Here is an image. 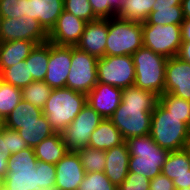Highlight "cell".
Here are the masks:
<instances>
[{"label": "cell", "instance_id": "1", "mask_svg": "<svg viewBox=\"0 0 190 190\" xmlns=\"http://www.w3.org/2000/svg\"><path fill=\"white\" fill-rule=\"evenodd\" d=\"M157 102L155 93L134 85L127 87L122 89V101L109 119L124 140L149 135L152 112Z\"/></svg>", "mask_w": 190, "mask_h": 190}, {"label": "cell", "instance_id": "2", "mask_svg": "<svg viewBox=\"0 0 190 190\" xmlns=\"http://www.w3.org/2000/svg\"><path fill=\"white\" fill-rule=\"evenodd\" d=\"M149 135L158 146L169 152L184 149L190 144V128L159 102L152 112Z\"/></svg>", "mask_w": 190, "mask_h": 190}, {"label": "cell", "instance_id": "3", "mask_svg": "<svg viewBox=\"0 0 190 190\" xmlns=\"http://www.w3.org/2000/svg\"><path fill=\"white\" fill-rule=\"evenodd\" d=\"M86 104V94L67 87L54 88L42 110L51 128L62 133Z\"/></svg>", "mask_w": 190, "mask_h": 190}, {"label": "cell", "instance_id": "4", "mask_svg": "<svg viewBox=\"0 0 190 190\" xmlns=\"http://www.w3.org/2000/svg\"><path fill=\"white\" fill-rule=\"evenodd\" d=\"M130 158L129 172L152 180L161 173L169 151L158 146L150 135L131 137L125 140Z\"/></svg>", "mask_w": 190, "mask_h": 190}, {"label": "cell", "instance_id": "5", "mask_svg": "<svg viewBox=\"0 0 190 190\" xmlns=\"http://www.w3.org/2000/svg\"><path fill=\"white\" fill-rule=\"evenodd\" d=\"M135 65L134 86L155 93L158 97L165 93L167 57L154 53L146 47L132 54Z\"/></svg>", "mask_w": 190, "mask_h": 190}, {"label": "cell", "instance_id": "6", "mask_svg": "<svg viewBox=\"0 0 190 190\" xmlns=\"http://www.w3.org/2000/svg\"><path fill=\"white\" fill-rule=\"evenodd\" d=\"M143 47L142 23L113 17L108 19L106 56L132 55Z\"/></svg>", "mask_w": 190, "mask_h": 190}, {"label": "cell", "instance_id": "7", "mask_svg": "<svg viewBox=\"0 0 190 190\" xmlns=\"http://www.w3.org/2000/svg\"><path fill=\"white\" fill-rule=\"evenodd\" d=\"M37 163L32 147L9 155L3 190H40Z\"/></svg>", "mask_w": 190, "mask_h": 190}, {"label": "cell", "instance_id": "8", "mask_svg": "<svg viewBox=\"0 0 190 190\" xmlns=\"http://www.w3.org/2000/svg\"><path fill=\"white\" fill-rule=\"evenodd\" d=\"M143 46L167 58L178 55L182 44L181 25H151L142 22Z\"/></svg>", "mask_w": 190, "mask_h": 190}, {"label": "cell", "instance_id": "9", "mask_svg": "<svg viewBox=\"0 0 190 190\" xmlns=\"http://www.w3.org/2000/svg\"><path fill=\"white\" fill-rule=\"evenodd\" d=\"M98 83L126 89L135 81V65L132 55L104 56L97 62Z\"/></svg>", "mask_w": 190, "mask_h": 190}, {"label": "cell", "instance_id": "10", "mask_svg": "<svg viewBox=\"0 0 190 190\" xmlns=\"http://www.w3.org/2000/svg\"><path fill=\"white\" fill-rule=\"evenodd\" d=\"M97 62L96 57L72 46V62L66 87L87 95L98 83Z\"/></svg>", "mask_w": 190, "mask_h": 190}, {"label": "cell", "instance_id": "11", "mask_svg": "<svg viewBox=\"0 0 190 190\" xmlns=\"http://www.w3.org/2000/svg\"><path fill=\"white\" fill-rule=\"evenodd\" d=\"M103 118L88 104L61 133L68 151L80 150L88 146L90 136Z\"/></svg>", "mask_w": 190, "mask_h": 190}, {"label": "cell", "instance_id": "12", "mask_svg": "<svg viewBox=\"0 0 190 190\" xmlns=\"http://www.w3.org/2000/svg\"><path fill=\"white\" fill-rule=\"evenodd\" d=\"M27 40L37 45L48 42V33L39 21L22 16L20 18H5L1 20V42Z\"/></svg>", "mask_w": 190, "mask_h": 190}, {"label": "cell", "instance_id": "13", "mask_svg": "<svg viewBox=\"0 0 190 190\" xmlns=\"http://www.w3.org/2000/svg\"><path fill=\"white\" fill-rule=\"evenodd\" d=\"M72 62V46H58L49 42V60L44 82L54 88L66 87Z\"/></svg>", "mask_w": 190, "mask_h": 190}, {"label": "cell", "instance_id": "14", "mask_svg": "<svg viewBox=\"0 0 190 190\" xmlns=\"http://www.w3.org/2000/svg\"><path fill=\"white\" fill-rule=\"evenodd\" d=\"M87 22L63 10L48 33V42L58 46H76Z\"/></svg>", "mask_w": 190, "mask_h": 190}, {"label": "cell", "instance_id": "15", "mask_svg": "<svg viewBox=\"0 0 190 190\" xmlns=\"http://www.w3.org/2000/svg\"><path fill=\"white\" fill-rule=\"evenodd\" d=\"M165 93L190 101V63L178 56L167 59Z\"/></svg>", "mask_w": 190, "mask_h": 190}, {"label": "cell", "instance_id": "16", "mask_svg": "<svg viewBox=\"0 0 190 190\" xmlns=\"http://www.w3.org/2000/svg\"><path fill=\"white\" fill-rule=\"evenodd\" d=\"M55 190H77L85 175L83 165L77 152L68 151L55 164Z\"/></svg>", "mask_w": 190, "mask_h": 190}, {"label": "cell", "instance_id": "17", "mask_svg": "<svg viewBox=\"0 0 190 190\" xmlns=\"http://www.w3.org/2000/svg\"><path fill=\"white\" fill-rule=\"evenodd\" d=\"M122 101V89L97 83L87 94V104L103 119H109Z\"/></svg>", "mask_w": 190, "mask_h": 190}, {"label": "cell", "instance_id": "18", "mask_svg": "<svg viewBox=\"0 0 190 190\" xmlns=\"http://www.w3.org/2000/svg\"><path fill=\"white\" fill-rule=\"evenodd\" d=\"M108 19L87 22L84 32L75 47L91 54L97 59L106 56Z\"/></svg>", "mask_w": 190, "mask_h": 190}, {"label": "cell", "instance_id": "19", "mask_svg": "<svg viewBox=\"0 0 190 190\" xmlns=\"http://www.w3.org/2000/svg\"><path fill=\"white\" fill-rule=\"evenodd\" d=\"M161 173L173 180L175 189L190 187V160L188 146L169 152Z\"/></svg>", "mask_w": 190, "mask_h": 190}, {"label": "cell", "instance_id": "20", "mask_svg": "<svg viewBox=\"0 0 190 190\" xmlns=\"http://www.w3.org/2000/svg\"><path fill=\"white\" fill-rule=\"evenodd\" d=\"M64 10V0H28L27 17L39 21L49 33Z\"/></svg>", "mask_w": 190, "mask_h": 190}, {"label": "cell", "instance_id": "21", "mask_svg": "<svg viewBox=\"0 0 190 190\" xmlns=\"http://www.w3.org/2000/svg\"><path fill=\"white\" fill-rule=\"evenodd\" d=\"M106 164L104 173L107 178L118 188L125 180L129 170V150L126 142L105 151Z\"/></svg>", "mask_w": 190, "mask_h": 190}, {"label": "cell", "instance_id": "22", "mask_svg": "<svg viewBox=\"0 0 190 190\" xmlns=\"http://www.w3.org/2000/svg\"><path fill=\"white\" fill-rule=\"evenodd\" d=\"M37 44L33 41L16 40L0 43V73L25 60Z\"/></svg>", "mask_w": 190, "mask_h": 190}, {"label": "cell", "instance_id": "23", "mask_svg": "<svg viewBox=\"0 0 190 190\" xmlns=\"http://www.w3.org/2000/svg\"><path fill=\"white\" fill-rule=\"evenodd\" d=\"M125 140L118 128L110 119H103L90 136L89 147L99 150H109L123 144Z\"/></svg>", "mask_w": 190, "mask_h": 190}, {"label": "cell", "instance_id": "24", "mask_svg": "<svg viewBox=\"0 0 190 190\" xmlns=\"http://www.w3.org/2000/svg\"><path fill=\"white\" fill-rule=\"evenodd\" d=\"M33 149L38 161L49 164L58 163L68 152L60 132H55L50 137L45 138Z\"/></svg>", "mask_w": 190, "mask_h": 190}, {"label": "cell", "instance_id": "25", "mask_svg": "<svg viewBox=\"0 0 190 190\" xmlns=\"http://www.w3.org/2000/svg\"><path fill=\"white\" fill-rule=\"evenodd\" d=\"M42 115V109L22 99L4 120V127L18 131L22 125L34 123Z\"/></svg>", "mask_w": 190, "mask_h": 190}, {"label": "cell", "instance_id": "26", "mask_svg": "<svg viewBox=\"0 0 190 190\" xmlns=\"http://www.w3.org/2000/svg\"><path fill=\"white\" fill-rule=\"evenodd\" d=\"M49 60V42L36 45L30 52V55L25 59L28 65L29 76H32L34 81H44L47 73Z\"/></svg>", "mask_w": 190, "mask_h": 190}, {"label": "cell", "instance_id": "27", "mask_svg": "<svg viewBox=\"0 0 190 190\" xmlns=\"http://www.w3.org/2000/svg\"><path fill=\"white\" fill-rule=\"evenodd\" d=\"M18 132L28 147L32 148L55 133L44 114L36 122L22 125Z\"/></svg>", "mask_w": 190, "mask_h": 190}, {"label": "cell", "instance_id": "28", "mask_svg": "<svg viewBox=\"0 0 190 190\" xmlns=\"http://www.w3.org/2000/svg\"><path fill=\"white\" fill-rule=\"evenodd\" d=\"M156 0H124L121 11L116 15L119 19L145 22L152 12Z\"/></svg>", "mask_w": 190, "mask_h": 190}, {"label": "cell", "instance_id": "29", "mask_svg": "<svg viewBox=\"0 0 190 190\" xmlns=\"http://www.w3.org/2000/svg\"><path fill=\"white\" fill-rule=\"evenodd\" d=\"M184 21L182 6L152 8L145 24L151 25H181Z\"/></svg>", "mask_w": 190, "mask_h": 190}, {"label": "cell", "instance_id": "30", "mask_svg": "<svg viewBox=\"0 0 190 190\" xmlns=\"http://www.w3.org/2000/svg\"><path fill=\"white\" fill-rule=\"evenodd\" d=\"M158 102L170 113L181 118V122L190 128V101L171 93L158 97Z\"/></svg>", "mask_w": 190, "mask_h": 190}, {"label": "cell", "instance_id": "31", "mask_svg": "<svg viewBox=\"0 0 190 190\" xmlns=\"http://www.w3.org/2000/svg\"><path fill=\"white\" fill-rule=\"evenodd\" d=\"M21 100L22 91L20 88L15 87L3 80L0 81V115L4 120Z\"/></svg>", "mask_w": 190, "mask_h": 190}, {"label": "cell", "instance_id": "32", "mask_svg": "<svg viewBox=\"0 0 190 190\" xmlns=\"http://www.w3.org/2000/svg\"><path fill=\"white\" fill-rule=\"evenodd\" d=\"M21 91L23 100L43 109L50 96L52 88L44 81H32L29 85L22 88Z\"/></svg>", "mask_w": 190, "mask_h": 190}, {"label": "cell", "instance_id": "33", "mask_svg": "<svg viewBox=\"0 0 190 190\" xmlns=\"http://www.w3.org/2000/svg\"><path fill=\"white\" fill-rule=\"evenodd\" d=\"M76 152L80 157L85 173L104 172L106 164L105 151L87 146Z\"/></svg>", "mask_w": 190, "mask_h": 190}, {"label": "cell", "instance_id": "34", "mask_svg": "<svg viewBox=\"0 0 190 190\" xmlns=\"http://www.w3.org/2000/svg\"><path fill=\"white\" fill-rule=\"evenodd\" d=\"M1 79L20 89L26 87L34 81L32 76H29V69L28 65L25 63V60L4 69L1 72Z\"/></svg>", "mask_w": 190, "mask_h": 190}, {"label": "cell", "instance_id": "35", "mask_svg": "<svg viewBox=\"0 0 190 190\" xmlns=\"http://www.w3.org/2000/svg\"><path fill=\"white\" fill-rule=\"evenodd\" d=\"M77 190H118L104 172L85 173Z\"/></svg>", "mask_w": 190, "mask_h": 190}, {"label": "cell", "instance_id": "36", "mask_svg": "<svg viewBox=\"0 0 190 190\" xmlns=\"http://www.w3.org/2000/svg\"><path fill=\"white\" fill-rule=\"evenodd\" d=\"M124 0H89L94 14L99 19L116 17L121 11Z\"/></svg>", "mask_w": 190, "mask_h": 190}, {"label": "cell", "instance_id": "37", "mask_svg": "<svg viewBox=\"0 0 190 190\" xmlns=\"http://www.w3.org/2000/svg\"><path fill=\"white\" fill-rule=\"evenodd\" d=\"M64 10L86 22L99 19L94 14L89 0H64Z\"/></svg>", "mask_w": 190, "mask_h": 190}, {"label": "cell", "instance_id": "38", "mask_svg": "<svg viewBox=\"0 0 190 190\" xmlns=\"http://www.w3.org/2000/svg\"><path fill=\"white\" fill-rule=\"evenodd\" d=\"M38 187L40 190H55L56 168L55 164L38 161Z\"/></svg>", "mask_w": 190, "mask_h": 190}, {"label": "cell", "instance_id": "39", "mask_svg": "<svg viewBox=\"0 0 190 190\" xmlns=\"http://www.w3.org/2000/svg\"><path fill=\"white\" fill-rule=\"evenodd\" d=\"M27 2L28 0H0L2 19L27 16Z\"/></svg>", "mask_w": 190, "mask_h": 190}, {"label": "cell", "instance_id": "40", "mask_svg": "<svg viewBox=\"0 0 190 190\" xmlns=\"http://www.w3.org/2000/svg\"><path fill=\"white\" fill-rule=\"evenodd\" d=\"M3 139H6V154L8 156L28 148L27 143L16 130L3 127Z\"/></svg>", "mask_w": 190, "mask_h": 190}, {"label": "cell", "instance_id": "41", "mask_svg": "<svg viewBox=\"0 0 190 190\" xmlns=\"http://www.w3.org/2000/svg\"><path fill=\"white\" fill-rule=\"evenodd\" d=\"M118 190H150V180L134 172H128Z\"/></svg>", "mask_w": 190, "mask_h": 190}, {"label": "cell", "instance_id": "42", "mask_svg": "<svg viewBox=\"0 0 190 190\" xmlns=\"http://www.w3.org/2000/svg\"><path fill=\"white\" fill-rule=\"evenodd\" d=\"M150 190H175L173 180L160 173L150 180Z\"/></svg>", "mask_w": 190, "mask_h": 190}, {"label": "cell", "instance_id": "43", "mask_svg": "<svg viewBox=\"0 0 190 190\" xmlns=\"http://www.w3.org/2000/svg\"><path fill=\"white\" fill-rule=\"evenodd\" d=\"M182 61L190 63V41H182L177 55Z\"/></svg>", "mask_w": 190, "mask_h": 190}, {"label": "cell", "instance_id": "44", "mask_svg": "<svg viewBox=\"0 0 190 190\" xmlns=\"http://www.w3.org/2000/svg\"><path fill=\"white\" fill-rule=\"evenodd\" d=\"M181 2L182 0H156V3L153 4V8L182 6Z\"/></svg>", "mask_w": 190, "mask_h": 190}, {"label": "cell", "instance_id": "45", "mask_svg": "<svg viewBox=\"0 0 190 190\" xmlns=\"http://www.w3.org/2000/svg\"><path fill=\"white\" fill-rule=\"evenodd\" d=\"M182 41H190V19H184L181 24Z\"/></svg>", "mask_w": 190, "mask_h": 190}, {"label": "cell", "instance_id": "46", "mask_svg": "<svg viewBox=\"0 0 190 190\" xmlns=\"http://www.w3.org/2000/svg\"><path fill=\"white\" fill-rule=\"evenodd\" d=\"M0 158L9 159L6 154V139H3V128L0 129Z\"/></svg>", "mask_w": 190, "mask_h": 190}, {"label": "cell", "instance_id": "47", "mask_svg": "<svg viewBox=\"0 0 190 190\" xmlns=\"http://www.w3.org/2000/svg\"><path fill=\"white\" fill-rule=\"evenodd\" d=\"M181 5L184 19H190V0H182Z\"/></svg>", "mask_w": 190, "mask_h": 190}, {"label": "cell", "instance_id": "48", "mask_svg": "<svg viewBox=\"0 0 190 190\" xmlns=\"http://www.w3.org/2000/svg\"><path fill=\"white\" fill-rule=\"evenodd\" d=\"M9 159L0 158V173L5 177Z\"/></svg>", "mask_w": 190, "mask_h": 190}, {"label": "cell", "instance_id": "49", "mask_svg": "<svg viewBox=\"0 0 190 190\" xmlns=\"http://www.w3.org/2000/svg\"><path fill=\"white\" fill-rule=\"evenodd\" d=\"M4 180L5 177L0 173V190L4 189Z\"/></svg>", "mask_w": 190, "mask_h": 190}, {"label": "cell", "instance_id": "50", "mask_svg": "<svg viewBox=\"0 0 190 190\" xmlns=\"http://www.w3.org/2000/svg\"><path fill=\"white\" fill-rule=\"evenodd\" d=\"M4 127V119L3 117L0 115V129H2Z\"/></svg>", "mask_w": 190, "mask_h": 190}, {"label": "cell", "instance_id": "51", "mask_svg": "<svg viewBox=\"0 0 190 190\" xmlns=\"http://www.w3.org/2000/svg\"><path fill=\"white\" fill-rule=\"evenodd\" d=\"M1 20H2V16L0 14V43H1Z\"/></svg>", "mask_w": 190, "mask_h": 190}, {"label": "cell", "instance_id": "52", "mask_svg": "<svg viewBox=\"0 0 190 190\" xmlns=\"http://www.w3.org/2000/svg\"><path fill=\"white\" fill-rule=\"evenodd\" d=\"M188 155H189V160H190V144L188 145Z\"/></svg>", "mask_w": 190, "mask_h": 190}, {"label": "cell", "instance_id": "53", "mask_svg": "<svg viewBox=\"0 0 190 190\" xmlns=\"http://www.w3.org/2000/svg\"><path fill=\"white\" fill-rule=\"evenodd\" d=\"M175 190H190V187H188V188H182V189H175Z\"/></svg>", "mask_w": 190, "mask_h": 190}]
</instances>
